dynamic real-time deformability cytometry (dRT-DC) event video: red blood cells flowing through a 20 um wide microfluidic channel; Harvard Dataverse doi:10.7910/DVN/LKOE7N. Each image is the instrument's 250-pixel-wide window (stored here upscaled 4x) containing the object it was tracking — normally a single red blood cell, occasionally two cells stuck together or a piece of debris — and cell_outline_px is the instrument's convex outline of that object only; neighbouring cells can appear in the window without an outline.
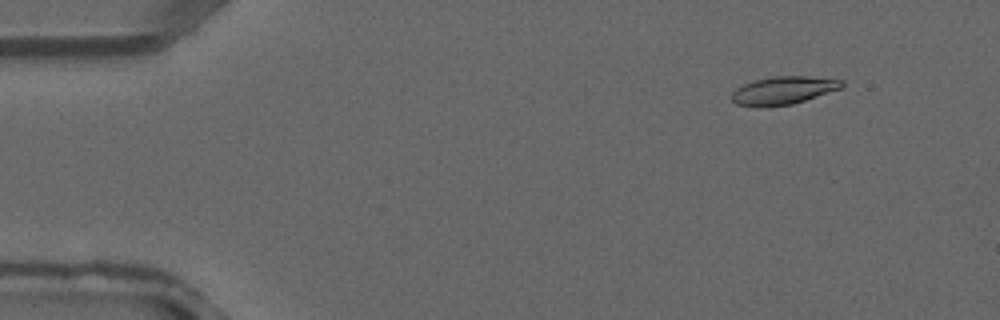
{"species": "common noctule bat (a hibernating species)", "species_latin": "Nyctalus noctula", "temperature_condition": "warm", "stored_images_in_passage": 4, "camera_frame_rate_fps": 3000, "um_per_image_px": 0.085, "animal": {"sex": "male", "forearm_length_mm": 52.5}, "frame": {"image": 1, "passage_image": 2, "time_ms": 0.333, "image_size_px": [1000, 320], "cell_outline_px": [[844, 88], [792, 104], [736, 104], [732, 100], [732, 92], [736, 88], [744, 84], [756, 80], [776, 76], [808, 76], [844, 80]], "centroid_in_image_um": [66.69, 7.64], "position_along_channel_um": 18.3, "area_um2": 17.28}}